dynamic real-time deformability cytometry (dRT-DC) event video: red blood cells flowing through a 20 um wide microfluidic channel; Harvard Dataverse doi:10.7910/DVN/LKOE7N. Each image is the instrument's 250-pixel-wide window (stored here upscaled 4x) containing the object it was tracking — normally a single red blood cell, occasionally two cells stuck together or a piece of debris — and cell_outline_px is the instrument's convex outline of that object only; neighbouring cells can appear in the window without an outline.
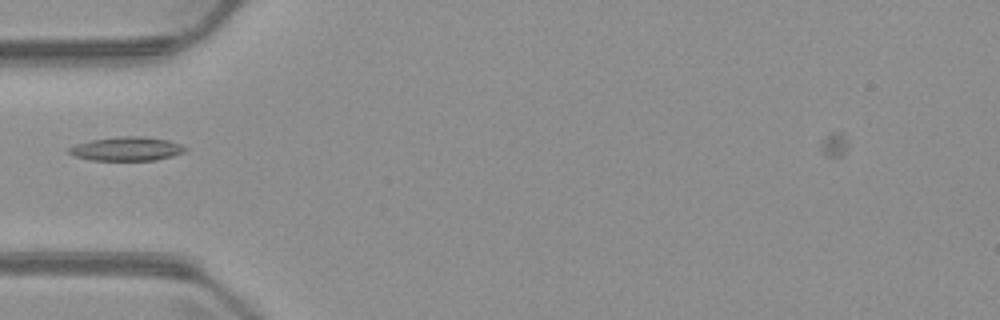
{"species": "common noctule bat (a hibernating species)", "species_latin": "Nyctalus noctula", "temperature_condition": "warm", "stored_images_in_passage": 1, "camera_frame_rate_fps": 3000, "um_per_image_px": 0.085, "animal": {"sex": "male", "body_mass_g": 23.1, "forearm_length_mm": 52.7}, "frame": {"image": 1, "passage_image": 1, "time_ms": 0.0, "image_size_px": [1000, 320], "cell_outline_px": [[188, 148], [184, 152], [172, 156], [156, 160], [92, 160], [76, 156], [68, 152], [68, 148], [76, 144], [92, 140], [116, 136], [144, 136], [168, 140], [180, 144]], "centroid_in_image_um": [10.79, 12.64], "position_along_channel_um": 74.2, "area_um2": 16.13}}